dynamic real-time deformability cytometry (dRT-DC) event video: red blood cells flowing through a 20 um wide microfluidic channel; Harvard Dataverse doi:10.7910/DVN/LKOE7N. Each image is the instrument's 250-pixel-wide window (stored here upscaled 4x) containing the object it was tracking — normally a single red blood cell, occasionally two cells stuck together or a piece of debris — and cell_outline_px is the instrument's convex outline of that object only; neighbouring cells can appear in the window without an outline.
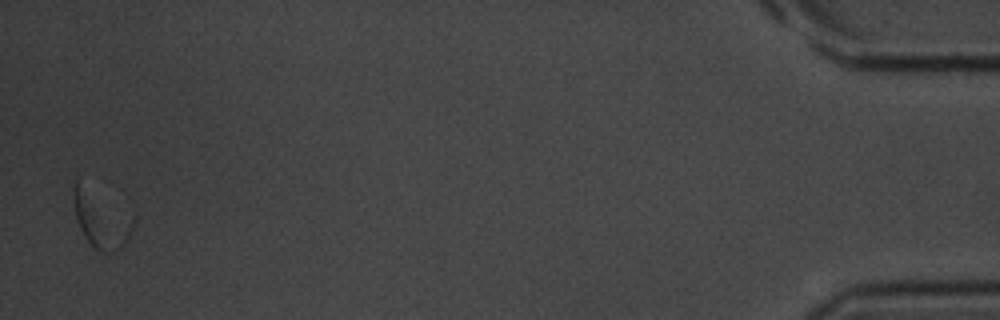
{"species": "common noctule bat (a hibernating species)", "species_latin": "Nyctalus noctula", "temperature_condition": "room temperature", "stored_images_in_passage": 37, "segment_of_instrument_passage": [2, 2], "camera_frame_rate_fps": 3000, "um_per_image_px": 0.085, "animal": {"sex": "male", "body_mass_g": 20.1, "forearm_length_mm": 53.5}, "frame": {"image": 1, "passage_image": 37, "time_ms": 12.0, "image_size_px": [1000, 320], "cell_outline_px": [[136, 220], [124, 244], [120, 248], [112, 252], [104, 252], [92, 248], [80, 228], [76, 216], [72, 188], [76, 180], [136, 208]], "centroid_in_image_um": [8.72, 18.52], "position_along_channel_um": 426.5, "area_um2": 21.39}}